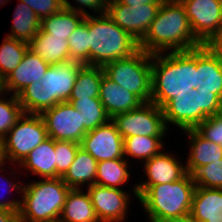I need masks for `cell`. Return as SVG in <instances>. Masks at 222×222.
Instances as JSON below:
<instances>
[{
  "label": "cell",
  "mask_w": 222,
  "mask_h": 222,
  "mask_svg": "<svg viewBox=\"0 0 222 222\" xmlns=\"http://www.w3.org/2000/svg\"><path fill=\"white\" fill-rule=\"evenodd\" d=\"M151 101L161 109L177 95L197 88V48L152 54Z\"/></svg>",
  "instance_id": "1"
},
{
  "label": "cell",
  "mask_w": 222,
  "mask_h": 222,
  "mask_svg": "<svg viewBox=\"0 0 222 222\" xmlns=\"http://www.w3.org/2000/svg\"><path fill=\"white\" fill-rule=\"evenodd\" d=\"M203 45L192 31L181 2L165 0L139 42V49L149 54L187 51Z\"/></svg>",
  "instance_id": "2"
},
{
  "label": "cell",
  "mask_w": 222,
  "mask_h": 222,
  "mask_svg": "<svg viewBox=\"0 0 222 222\" xmlns=\"http://www.w3.org/2000/svg\"><path fill=\"white\" fill-rule=\"evenodd\" d=\"M82 66L72 60L50 65L40 82L29 84L17 95L23 112L41 114L58 103L67 102Z\"/></svg>",
  "instance_id": "3"
},
{
  "label": "cell",
  "mask_w": 222,
  "mask_h": 222,
  "mask_svg": "<svg viewBox=\"0 0 222 222\" xmlns=\"http://www.w3.org/2000/svg\"><path fill=\"white\" fill-rule=\"evenodd\" d=\"M138 202L148 222H164L190 214L196 184L187 173L176 182L136 186Z\"/></svg>",
  "instance_id": "4"
},
{
  "label": "cell",
  "mask_w": 222,
  "mask_h": 222,
  "mask_svg": "<svg viewBox=\"0 0 222 222\" xmlns=\"http://www.w3.org/2000/svg\"><path fill=\"white\" fill-rule=\"evenodd\" d=\"M89 66H104L127 58L139 50V42L124 31L107 13L88 15Z\"/></svg>",
  "instance_id": "5"
},
{
  "label": "cell",
  "mask_w": 222,
  "mask_h": 222,
  "mask_svg": "<svg viewBox=\"0 0 222 222\" xmlns=\"http://www.w3.org/2000/svg\"><path fill=\"white\" fill-rule=\"evenodd\" d=\"M24 182L21 205L18 212L19 222H45L59 220L67 194L70 189L57 178H40Z\"/></svg>",
  "instance_id": "6"
},
{
  "label": "cell",
  "mask_w": 222,
  "mask_h": 222,
  "mask_svg": "<svg viewBox=\"0 0 222 222\" xmlns=\"http://www.w3.org/2000/svg\"><path fill=\"white\" fill-rule=\"evenodd\" d=\"M167 128L180 131L196 128L205 119L222 113V98L218 94L191 90L187 95H177L163 108Z\"/></svg>",
  "instance_id": "7"
},
{
  "label": "cell",
  "mask_w": 222,
  "mask_h": 222,
  "mask_svg": "<svg viewBox=\"0 0 222 222\" xmlns=\"http://www.w3.org/2000/svg\"><path fill=\"white\" fill-rule=\"evenodd\" d=\"M151 62L152 54L139 49L127 58L105 64L103 70L109 79L148 103L152 93Z\"/></svg>",
  "instance_id": "8"
},
{
  "label": "cell",
  "mask_w": 222,
  "mask_h": 222,
  "mask_svg": "<svg viewBox=\"0 0 222 222\" xmlns=\"http://www.w3.org/2000/svg\"><path fill=\"white\" fill-rule=\"evenodd\" d=\"M48 138L46 125L40 114H26L1 140L7 162L19 165L27 155Z\"/></svg>",
  "instance_id": "9"
},
{
  "label": "cell",
  "mask_w": 222,
  "mask_h": 222,
  "mask_svg": "<svg viewBox=\"0 0 222 222\" xmlns=\"http://www.w3.org/2000/svg\"><path fill=\"white\" fill-rule=\"evenodd\" d=\"M111 120L123 139L132 136L166 137L171 130L166 126L163 110L152 102L117 114Z\"/></svg>",
  "instance_id": "10"
},
{
  "label": "cell",
  "mask_w": 222,
  "mask_h": 222,
  "mask_svg": "<svg viewBox=\"0 0 222 222\" xmlns=\"http://www.w3.org/2000/svg\"><path fill=\"white\" fill-rule=\"evenodd\" d=\"M130 189L132 192L130 193ZM129 190L93 184L86 188L100 222L128 221L132 199L138 201L136 182ZM134 195V196H132ZM133 197V198H132Z\"/></svg>",
  "instance_id": "11"
},
{
  "label": "cell",
  "mask_w": 222,
  "mask_h": 222,
  "mask_svg": "<svg viewBox=\"0 0 222 222\" xmlns=\"http://www.w3.org/2000/svg\"><path fill=\"white\" fill-rule=\"evenodd\" d=\"M46 125L48 137L54 140L72 141L81 144L87 133L81 113L69 102H61L40 114Z\"/></svg>",
  "instance_id": "12"
},
{
  "label": "cell",
  "mask_w": 222,
  "mask_h": 222,
  "mask_svg": "<svg viewBox=\"0 0 222 222\" xmlns=\"http://www.w3.org/2000/svg\"><path fill=\"white\" fill-rule=\"evenodd\" d=\"M184 6L194 36L206 45L222 27V0H176Z\"/></svg>",
  "instance_id": "13"
},
{
  "label": "cell",
  "mask_w": 222,
  "mask_h": 222,
  "mask_svg": "<svg viewBox=\"0 0 222 222\" xmlns=\"http://www.w3.org/2000/svg\"><path fill=\"white\" fill-rule=\"evenodd\" d=\"M160 6L161 4L128 6L116 0L108 3L106 13L115 24L140 42L150 28Z\"/></svg>",
  "instance_id": "14"
},
{
  "label": "cell",
  "mask_w": 222,
  "mask_h": 222,
  "mask_svg": "<svg viewBox=\"0 0 222 222\" xmlns=\"http://www.w3.org/2000/svg\"><path fill=\"white\" fill-rule=\"evenodd\" d=\"M80 145L97 162L125 158L124 139L111 119L94 130L88 131L83 136Z\"/></svg>",
  "instance_id": "15"
},
{
  "label": "cell",
  "mask_w": 222,
  "mask_h": 222,
  "mask_svg": "<svg viewBox=\"0 0 222 222\" xmlns=\"http://www.w3.org/2000/svg\"><path fill=\"white\" fill-rule=\"evenodd\" d=\"M167 151V152H166ZM179 153L168 151V148L163 149L159 154L153 156L142 164L143 169L141 182H137L136 186H153L176 182L183 178L186 174V164L183 161L182 155ZM145 175V176H144Z\"/></svg>",
  "instance_id": "16"
},
{
  "label": "cell",
  "mask_w": 222,
  "mask_h": 222,
  "mask_svg": "<svg viewBox=\"0 0 222 222\" xmlns=\"http://www.w3.org/2000/svg\"><path fill=\"white\" fill-rule=\"evenodd\" d=\"M49 66L47 62L28 48L17 68L5 78L7 93L17 96L29 84L40 82Z\"/></svg>",
  "instance_id": "17"
},
{
  "label": "cell",
  "mask_w": 222,
  "mask_h": 222,
  "mask_svg": "<svg viewBox=\"0 0 222 222\" xmlns=\"http://www.w3.org/2000/svg\"><path fill=\"white\" fill-rule=\"evenodd\" d=\"M197 90L222 98V58L207 45L197 47Z\"/></svg>",
  "instance_id": "18"
},
{
  "label": "cell",
  "mask_w": 222,
  "mask_h": 222,
  "mask_svg": "<svg viewBox=\"0 0 222 222\" xmlns=\"http://www.w3.org/2000/svg\"><path fill=\"white\" fill-rule=\"evenodd\" d=\"M99 99L110 118L139 108L144 102L132 92L102 75Z\"/></svg>",
  "instance_id": "19"
},
{
  "label": "cell",
  "mask_w": 222,
  "mask_h": 222,
  "mask_svg": "<svg viewBox=\"0 0 222 222\" xmlns=\"http://www.w3.org/2000/svg\"><path fill=\"white\" fill-rule=\"evenodd\" d=\"M180 132L188 138L186 148L189 149V152L185 157L187 173L191 174L199 166H205L222 159V146L220 144L204 138L195 128Z\"/></svg>",
  "instance_id": "20"
},
{
  "label": "cell",
  "mask_w": 222,
  "mask_h": 222,
  "mask_svg": "<svg viewBox=\"0 0 222 222\" xmlns=\"http://www.w3.org/2000/svg\"><path fill=\"white\" fill-rule=\"evenodd\" d=\"M20 172L39 176L40 178H56L55 140L48 137L18 165ZM25 170H27L25 172Z\"/></svg>",
  "instance_id": "21"
},
{
  "label": "cell",
  "mask_w": 222,
  "mask_h": 222,
  "mask_svg": "<svg viewBox=\"0 0 222 222\" xmlns=\"http://www.w3.org/2000/svg\"><path fill=\"white\" fill-rule=\"evenodd\" d=\"M190 215L197 222H222V189L196 187Z\"/></svg>",
  "instance_id": "22"
},
{
  "label": "cell",
  "mask_w": 222,
  "mask_h": 222,
  "mask_svg": "<svg viewBox=\"0 0 222 222\" xmlns=\"http://www.w3.org/2000/svg\"><path fill=\"white\" fill-rule=\"evenodd\" d=\"M60 222H100L87 190L71 188L67 194Z\"/></svg>",
  "instance_id": "23"
},
{
  "label": "cell",
  "mask_w": 222,
  "mask_h": 222,
  "mask_svg": "<svg viewBox=\"0 0 222 222\" xmlns=\"http://www.w3.org/2000/svg\"><path fill=\"white\" fill-rule=\"evenodd\" d=\"M97 161L83 148L76 152L74 162L61 177L69 188L86 189L95 184Z\"/></svg>",
  "instance_id": "24"
},
{
  "label": "cell",
  "mask_w": 222,
  "mask_h": 222,
  "mask_svg": "<svg viewBox=\"0 0 222 222\" xmlns=\"http://www.w3.org/2000/svg\"><path fill=\"white\" fill-rule=\"evenodd\" d=\"M28 44L29 49L49 65L69 61V43L65 37L51 36L40 29Z\"/></svg>",
  "instance_id": "25"
},
{
  "label": "cell",
  "mask_w": 222,
  "mask_h": 222,
  "mask_svg": "<svg viewBox=\"0 0 222 222\" xmlns=\"http://www.w3.org/2000/svg\"><path fill=\"white\" fill-rule=\"evenodd\" d=\"M132 168L136 167H132L125 158L100 161L97 163L95 184L125 190V185L133 180Z\"/></svg>",
  "instance_id": "26"
},
{
  "label": "cell",
  "mask_w": 222,
  "mask_h": 222,
  "mask_svg": "<svg viewBox=\"0 0 222 222\" xmlns=\"http://www.w3.org/2000/svg\"><path fill=\"white\" fill-rule=\"evenodd\" d=\"M165 137L132 136L124 138V157L130 164H143L165 149ZM130 157V158H129ZM132 158V159H131ZM134 159V160H133ZM133 162V163H131Z\"/></svg>",
  "instance_id": "27"
},
{
  "label": "cell",
  "mask_w": 222,
  "mask_h": 222,
  "mask_svg": "<svg viewBox=\"0 0 222 222\" xmlns=\"http://www.w3.org/2000/svg\"><path fill=\"white\" fill-rule=\"evenodd\" d=\"M12 16L10 33L5 36L29 43L40 31L41 20L27 4L19 0Z\"/></svg>",
  "instance_id": "28"
},
{
  "label": "cell",
  "mask_w": 222,
  "mask_h": 222,
  "mask_svg": "<svg viewBox=\"0 0 222 222\" xmlns=\"http://www.w3.org/2000/svg\"><path fill=\"white\" fill-rule=\"evenodd\" d=\"M84 19L83 14L63 8L58 13L42 19L40 29L51 36L65 37V40H68Z\"/></svg>",
  "instance_id": "29"
},
{
  "label": "cell",
  "mask_w": 222,
  "mask_h": 222,
  "mask_svg": "<svg viewBox=\"0 0 222 222\" xmlns=\"http://www.w3.org/2000/svg\"><path fill=\"white\" fill-rule=\"evenodd\" d=\"M104 70L102 66L83 65L78 71L69 99L99 97Z\"/></svg>",
  "instance_id": "30"
},
{
  "label": "cell",
  "mask_w": 222,
  "mask_h": 222,
  "mask_svg": "<svg viewBox=\"0 0 222 222\" xmlns=\"http://www.w3.org/2000/svg\"><path fill=\"white\" fill-rule=\"evenodd\" d=\"M67 102L81 113L82 124L87 132L107 123L111 119L99 97L69 99Z\"/></svg>",
  "instance_id": "31"
},
{
  "label": "cell",
  "mask_w": 222,
  "mask_h": 222,
  "mask_svg": "<svg viewBox=\"0 0 222 222\" xmlns=\"http://www.w3.org/2000/svg\"><path fill=\"white\" fill-rule=\"evenodd\" d=\"M7 167H9L8 168L9 171L6 170ZM18 168H19L18 165H15V164H10L9 165V163H8L6 165V167H4L0 170V191L3 189L2 187H4V192L3 191H2L3 193L0 192L1 194H3V195H1V198H0L1 199L0 200V209L19 212V208H20V205H21V195H22L24 180L22 182H21V179L19 181L17 180L16 177H18L19 174H21V176H22V173L20 172V169H18ZM4 172L5 173L9 172L7 174H12V176L7 175ZM17 172H19V173L17 174ZM9 176H11V177H9ZM12 192H14L15 194L18 193L16 195V197L14 196L13 199L12 198H9V199L4 198V193L6 195L7 194L11 195Z\"/></svg>",
  "instance_id": "32"
},
{
  "label": "cell",
  "mask_w": 222,
  "mask_h": 222,
  "mask_svg": "<svg viewBox=\"0 0 222 222\" xmlns=\"http://www.w3.org/2000/svg\"><path fill=\"white\" fill-rule=\"evenodd\" d=\"M29 44L15 38L5 36L0 45V73L6 78L23 59Z\"/></svg>",
  "instance_id": "33"
},
{
  "label": "cell",
  "mask_w": 222,
  "mask_h": 222,
  "mask_svg": "<svg viewBox=\"0 0 222 222\" xmlns=\"http://www.w3.org/2000/svg\"><path fill=\"white\" fill-rule=\"evenodd\" d=\"M69 61H78L83 65H89V34L88 16L68 37Z\"/></svg>",
  "instance_id": "34"
},
{
  "label": "cell",
  "mask_w": 222,
  "mask_h": 222,
  "mask_svg": "<svg viewBox=\"0 0 222 222\" xmlns=\"http://www.w3.org/2000/svg\"><path fill=\"white\" fill-rule=\"evenodd\" d=\"M23 113L16 95L7 93L0 98V141L14 127Z\"/></svg>",
  "instance_id": "35"
},
{
  "label": "cell",
  "mask_w": 222,
  "mask_h": 222,
  "mask_svg": "<svg viewBox=\"0 0 222 222\" xmlns=\"http://www.w3.org/2000/svg\"><path fill=\"white\" fill-rule=\"evenodd\" d=\"M191 177L196 187L222 189V159L197 167Z\"/></svg>",
  "instance_id": "36"
},
{
  "label": "cell",
  "mask_w": 222,
  "mask_h": 222,
  "mask_svg": "<svg viewBox=\"0 0 222 222\" xmlns=\"http://www.w3.org/2000/svg\"><path fill=\"white\" fill-rule=\"evenodd\" d=\"M80 147V144L72 141L55 140L56 178L67 172Z\"/></svg>",
  "instance_id": "37"
},
{
  "label": "cell",
  "mask_w": 222,
  "mask_h": 222,
  "mask_svg": "<svg viewBox=\"0 0 222 222\" xmlns=\"http://www.w3.org/2000/svg\"><path fill=\"white\" fill-rule=\"evenodd\" d=\"M195 129L204 138L222 146V113L208 117Z\"/></svg>",
  "instance_id": "38"
},
{
  "label": "cell",
  "mask_w": 222,
  "mask_h": 222,
  "mask_svg": "<svg viewBox=\"0 0 222 222\" xmlns=\"http://www.w3.org/2000/svg\"><path fill=\"white\" fill-rule=\"evenodd\" d=\"M63 5L66 9H70L81 13L84 16H88L93 15V13L94 15L105 14L108 3L106 0H73V2L63 0ZM88 9L91 10V12L87 11Z\"/></svg>",
  "instance_id": "39"
},
{
  "label": "cell",
  "mask_w": 222,
  "mask_h": 222,
  "mask_svg": "<svg viewBox=\"0 0 222 222\" xmlns=\"http://www.w3.org/2000/svg\"><path fill=\"white\" fill-rule=\"evenodd\" d=\"M27 4L40 20L64 8L63 0H19Z\"/></svg>",
  "instance_id": "40"
},
{
  "label": "cell",
  "mask_w": 222,
  "mask_h": 222,
  "mask_svg": "<svg viewBox=\"0 0 222 222\" xmlns=\"http://www.w3.org/2000/svg\"><path fill=\"white\" fill-rule=\"evenodd\" d=\"M215 54L222 58V27L206 44Z\"/></svg>",
  "instance_id": "41"
},
{
  "label": "cell",
  "mask_w": 222,
  "mask_h": 222,
  "mask_svg": "<svg viewBox=\"0 0 222 222\" xmlns=\"http://www.w3.org/2000/svg\"><path fill=\"white\" fill-rule=\"evenodd\" d=\"M0 222H19L18 212L0 209Z\"/></svg>",
  "instance_id": "42"
},
{
  "label": "cell",
  "mask_w": 222,
  "mask_h": 222,
  "mask_svg": "<svg viewBox=\"0 0 222 222\" xmlns=\"http://www.w3.org/2000/svg\"><path fill=\"white\" fill-rule=\"evenodd\" d=\"M122 4L128 6L142 5V4H162L165 0H118Z\"/></svg>",
  "instance_id": "43"
},
{
  "label": "cell",
  "mask_w": 222,
  "mask_h": 222,
  "mask_svg": "<svg viewBox=\"0 0 222 222\" xmlns=\"http://www.w3.org/2000/svg\"><path fill=\"white\" fill-rule=\"evenodd\" d=\"M164 222H197V221L190 214H188L182 217L169 219Z\"/></svg>",
  "instance_id": "44"
},
{
  "label": "cell",
  "mask_w": 222,
  "mask_h": 222,
  "mask_svg": "<svg viewBox=\"0 0 222 222\" xmlns=\"http://www.w3.org/2000/svg\"><path fill=\"white\" fill-rule=\"evenodd\" d=\"M8 164L6 156H5V152L2 146V143L0 141V170L2 168H4L6 165Z\"/></svg>",
  "instance_id": "45"
},
{
  "label": "cell",
  "mask_w": 222,
  "mask_h": 222,
  "mask_svg": "<svg viewBox=\"0 0 222 222\" xmlns=\"http://www.w3.org/2000/svg\"><path fill=\"white\" fill-rule=\"evenodd\" d=\"M7 94L5 86V77L0 73V98Z\"/></svg>",
  "instance_id": "46"
},
{
  "label": "cell",
  "mask_w": 222,
  "mask_h": 222,
  "mask_svg": "<svg viewBox=\"0 0 222 222\" xmlns=\"http://www.w3.org/2000/svg\"><path fill=\"white\" fill-rule=\"evenodd\" d=\"M9 1H11V0H0V7H3V6H5V4H7Z\"/></svg>",
  "instance_id": "47"
},
{
  "label": "cell",
  "mask_w": 222,
  "mask_h": 222,
  "mask_svg": "<svg viewBox=\"0 0 222 222\" xmlns=\"http://www.w3.org/2000/svg\"><path fill=\"white\" fill-rule=\"evenodd\" d=\"M45 222H60L59 220H53V221H45Z\"/></svg>",
  "instance_id": "48"
},
{
  "label": "cell",
  "mask_w": 222,
  "mask_h": 222,
  "mask_svg": "<svg viewBox=\"0 0 222 222\" xmlns=\"http://www.w3.org/2000/svg\"><path fill=\"white\" fill-rule=\"evenodd\" d=\"M113 1H116V0H106L107 3H110V2H113Z\"/></svg>",
  "instance_id": "49"
}]
</instances>
